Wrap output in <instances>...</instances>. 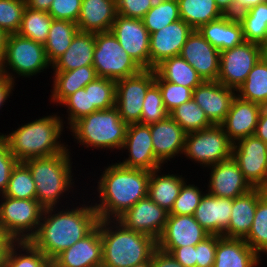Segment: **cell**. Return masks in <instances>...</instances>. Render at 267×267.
<instances>
[{
  "mask_svg": "<svg viewBox=\"0 0 267 267\" xmlns=\"http://www.w3.org/2000/svg\"><path fill=\"white\" fill-rule=\"evenodd\" d=\"M0 222L15 241H29L37 232L44 208L37 199L0 195Z\"/></svg>",
  "mask_w": 267,
  "mask_h": 267,
  "instance_id": "30bf717a",
  "label": "cell"
},
{
  "mask_svg": "<svg viewBox=\"0 0 267 267\" xmlns=\"http://www.w3.org/2000/svg\"><path fill=\"white\" fill-rule=\"evenodd\" d=\"M132 267H152L151 258L149 260H147V261H144V262H142L140 264H136V265H134Z\"/></svg>",
  "mask_w": 267,
  "mask_h": 267,
  "instance_id": "003e7915",
  "label": "cell"
},
{
  "mask_svg": "<svg viewBox=\"0 0 267 267\" xmlns=\"http://www.w3.org/2000/svg\"><path fill=\"white\" fill-rule=\"evenodd\" d=\"M84 88L89 89L90 106H95L98 110H106L115 106V80L97 77Z\"/></svg>",
  "mask_w": 267,
  "mask_h": 267,
  "instance_id": "ee69618b",
  "label": "cell"
},
{
  "mask_svg": "<svg viewBox=\"0 0 267 267\" xmlns=\"http://www.w3.org/2000/svg\"><path fill=\"white\" fill-rule=\"evenodd\" d=\"M54 267H102V239L97 226L52 260Z\"/></svg>",
  "mask_w": 267,
  "mask_h": 267,
  "instance_id": "44dd1931",
  "label": "cell"
},
{
  "mask_svg": "<svg viewBox=\"0 0 267 267\" xmlns=\"http://www.w3.org/2000/svg\"><path fill=\"white\" fill-rule=\"evenodd\" d=\"M218 235H210L196 245V267H213Z\"/></svg>",
  "mask_w": 267,
  "mask_h": 267,
  "instance_id": "db71d44e",
  "label": "cell"
},
{
  "mask_svg": "<svg viewBox=\"0 0 267 267\" xmlns=\"http://www.w3.org/2000/svg\"><path fill=\"white\" fill-rule=\"evenodd\" d=\"M25 8V0H0V28L8 35L16 34Z\"/></svg>",
  "mask_w": 267,
  "mask_h": 267,
  "instance_id": "c3c4849f",
  "label": "cell"
},
{
  "mask_svg": "<svg viewBox=\"0 0 267 267\" xmlns=\"http://www.w3.org/2000/svg\"><path fill=\"white\" fill-rule=\"evenodd\" d=\"M197 30L220 52L245 41L242 25L234 15H223L217 20L201 25Z\"/></svg>",
  "mask_w": 267,
  "mask_h": 267,
  "instance_id": "4316f807",
  "label": "cell"
},
{
  "mask_svg": "<svg viewBox=\"0 0 267 267\" xmlns=\"http://www.w3.org/2000/svg\"><path fill=\"white\" fill-rule=\"evenodd\" d=\"M154 82V69H142L135 75L116 81L115 107L127 125L141 123L144 98Z\"/></svg>",
  "mask_w": 267,
  "mask_h": 267,
  "instance_id": "8fae6325",
  "label": "cell"
},
{
  "mask_svg": "<svg viewBox=\"0 0 267 267\" xmlns=\"http://www.w3.org/2000/svg\"><path fill=\"white\" fill-rule=\"evenodd\" d=\"M95 33L78 31L69 48L52 65L53 71H70L93 65Z\"/></svg>",
  "mask_w": 267,
  "mask_h": 267,
  "instance_id": "f546056e",
  "label": "cell"
},
{
  "mask_svg": "<svg viewBox=\"0 0 267 267\" xmlns=\"http://www.w3.org/2000/svg\"><path fill=\"white\" fill-rule=\"evenodd\" d=\"M169 116L176 121L186 133L200 131L214 125L193 98L172 110Z\"/></svg>",
  "mask_w": 267,
  "mask_h": 267,
  "instance_id": "ab89813d",
  "label": "cell"
},
{
  "mask_svg": "<svg viewBox=\"0 0 267 267\" xmlns=\"http://www.w3.org/2000/svg\"><path fill=\"white\" fill-rule=\"evenodd\" d=\"M49 67L51 68V64L43 44L18 33L8 35L2 59V72L10 80L15 83L16 78L19 77L32 78Z\"/></svg>",
  "mask_w": 267,
  "mask_h": 267,
  "instance_id": "52a82bcc",
  "label": "cell"
},
{
  "mask_svg": "<svg viewBox=\"0 0 267 267\" xmlns=\"http://www.w3.org/2000/svg\"><path fill=\"white\" fill-rule=\"evenodd\" d=\"M233 143L221 125H212L186 134L183 155L201 167H209L232 157Z\"/></svg>",
  "mask_w": 267,
  "mask_h": 267,
  "instance_id": "9c48e42d",
  "label": "cell"
},
{
  "mask_svg": "<svg viewBox=\"0 0 267 267\" xmlns=\"http://www.w3.org/2000/svg\"><path fill=\"white\" fill-rule=\"evenodd\" d=\"M152 267H183L171 253L165 252L158 247L151 257Z\"/></svg>",
  "mask_w": 267,
  "mask_h": 267,
  "instance_id": "9f6ffc18",
  "label": "cell"
},
{
  "mask_svg": "<svg viewBox=\"0 0 267 267\" xmlns=\"http://www.w3.org/2000/svg\"><path fill=\"white\" fill-rule=\"evenodd\" d=\"M49 260L30 241H15L9 249L6 267H51Z\"/></svg>",
  "mask_w": 267,
  "mask_h": 267,
  "instance_id": "74e56055",
  "label": "cell"
},
{
  "mask_svg": "<svg viewBox=\"0 0 267 267\" xmlns=\"http://www.w3.org/2000/svg\"><path fill=\"white\" fill-rule=\"evenodd\" d=\"M13 244H0V267H6V259Z\"/></svg>",
  "mask_w": 267,
  "mask_h": 267,
  "instance_id": "be15d7a7",
  "label": "cell"
},
{
  "mask_svg": "<svg viewBox=\"0 0 267 267\" xmlns=\"http://www.w3.org/2000/svg\"><path fill=\"white\" fill-rule=\"evenodd\" d=\"M61 118L58 113H52L19 125L9 134H1L8 144L9 151L19 162L53 156L68 148V144L61 142L63 139H60L66 122Z\"/></svg>",
  "mask_w": 267,
  "mask_h": 267,
  "instance_id": "3957f363",
  "label": "cell"
},
{
  "mask_svg": "<svg viewBox=\"0 0 267 267\" xmlns=\"http://www.w3.org/2000/svg\"><path fill=\"white\" fill-rule=\"evenodd\" d=\"M26 7L33 10L48 12L53 0H25Z\"/></svg>",
  "mask_w": 267,
  "mask_h": 267,
  "instance_id": "94428289",
  "label": "cell"
},
{
  "mask_svg": "<svg viewBox=\"0 0 267 267\" xmlns=\"http://www.w3.org/2000/svg\"><path fill=\"white\" fill-rule=\"evenodd\" d=\"M93 67L98 77L115 81L135 75L142 70L121 47L111 31L95 33Z\"/></svg>",
  "mask_w": 267,
  "mask_h": 267,
  "instance_id": "ba28073f",
  "label": "cell"
},
{
  "mask_svg": "<svg viewBox=\"0 0 267 267\" xmlns=\"http://www.w3.org/2000/svg\"><path fill=\"white\" fill-rule=\"evenodd\" d=\"M78 31V25L75 22L60 19L52 20L48 39L44 44L45 53L51 65L69 48Z\"/></svg>",
  "mask_w": 267,
  "mask_h": 267,
  "instance_id": "836d02e7",
  "label": "cell"
},
{
  "mask_svg": "<svg viewBox=\"0 0 267 267\" xmlns=\"http://www.w3.org/2000/svg\"><path fill=\"white\" fill-rule=\"evenodd\" d=\"M168 215L169 212L147 196L139 200L117 220L127 229L147 235L157 241L165 228Z\"/></svg>",
  "mask_w": 267,
  "mask_h": 267,
  "instance_id": "2e32d148",
  "label": "cell"
},
{
  "mask_svg": "<svg viewBox=\"0 0 267 267\" xmlns=\"http://www.w3.org/2000/svg\"><path fill=\"white\" fill-rule=\"evenodd\" d=\"M127 124L114 106L97 110L76 121L70 128L74 141L86 148L120 150L126 137Z\"/></svg>",
  "mask_w": 267,
  "mask_h": 267,
  "instance_id": "8992f818",
  "label": "cell"
},
{
  "mask_svg": "<svg viewBox=\"0 0 267 267\" xmlns=\"http://www.w3.org/2000/svg\"><path fill=\"white\" fill-rule=\"evenodd\" d=\"M149 126L154 154L162 165L183 155L187 133L176 121L168 116Z\"/></svg>",
  "mask_w": 267,
  "mask_h": 267,
  "instance_id": "603a6c76",
  "label": "cell"
},
{
  "mask_svg": "<svg viewBox=\"0 0 267 267\" xmlns=\"http://www.w3.org/2000/svg\"><path fill=\"white\" fill-rule=\"evenodd\" d=\"M53 84L50 99L56 106L67 96L84 88L98 76L93 65L83 66L70 71H53Z\"/></svg>",
  "mask_w": 267,
  "mask_h": 267,
  "instance_id": "1f68e13d",
  "label": "cell"
},
{
  "mask_svg": "<svg viewBox=\"0 0 267 267\" xmlns=\"http://www.w3.org/2000/svg\"><path fill=\"white\" fill-rule=\"evenodd\" d=\"M129 153L127 158L122 162H117L126 167L153 171L161 168L162 165L154 154L153 143L151 138L150 126L142 123L129 124L127 126L126 137L122 147Z\"/></svg>",
  "mask_w": 267,
  "mask_h": 267,
  "instance_id": "9a60e30c",
  "label": "cell"
},
{
  "mask_svg": "<svg viewBox=\"0 0 267 267\" xmlns=\"http://www.w3.org/2000/svg\"><path fill=\"white\" fill-rule=\"evenodd\" d=\"M262 57L264 60L267 62V41L266 43L262 46Z\"/></svg>",
  "mask_w": 267,
  "mask_h": 267,
  "instance_id": "a7ac6f4b",
  "label": "cell"
},
{
  "mask_svg": "<svg viewBox=\"0 0 267 267\" xmlns=\"http://www.w3.org/2000/svg\"><path fill=\"white\" fill-rule=\"evenodd\" d=\"M71 202L73 205L68 204L71 209L66 204H61L62 210L60 207L44 209L38 230L29 240L49 260L87 236L98 224V214L93 204L89 205L91 200L86 203L83 199V204L79 202L78 206Z\"/></svg>",
  "mask_w": 267,
  "mask_h": 267,
  "instance_id": "6da1fadb",
  "label": "cell"
},
{
  "mask_svg": "<svg viewBox=\"0 0 267 267\" xmlns=\"http://www.w3.org/2000/svg\"><path fill=\"white\" fill-rule=\"evenodd\" d=\"M15 85L16 83L10 80L6 75H0V110L4 107L3 105L7 102L6 100L10 98V95L13 93L12 91L15 89Z\"/></svg>",
  "mask_w": 267,
  "mask_h": 267,
  "instance_id": "6f0895ef",
  "label": "cell"
},
{
  "mask_svg": "<svg viewBox=\"0 0 267 267\" xmlns=\"http://www.w3.org/2000/svg\"><path fill=\"white\" fill-rule=\"evenodd\" d=\"M7 38H8V34L0 28V59L1 60L3 59L4 53H5Z\"/></svg>",
  "mask_w": 267,
  "mask_h": 267,
  "instance_id": "03108f58",
  "label": "cell"
},
{
  "mask_svg": "<svg viewBox=\"0 0 267 267\" xmlns=\"http://www.w3.org/2000/svg\"><path fill=\"white\" fill-rule=\"evenodd\" d=\"M171 253L183 267H196V246L158 247Z\"/></svg>",
  "mask_w": 267,
  "mask_h": 267,
  "instance_id": "11a10c76",
  "label": "cell"
},
{
  "mask_svg": "<svg viewBox=\"0 0 267 267\" xmlns=\"http://www.w3.org/2000/svg\"><path fill=\"white\" fill-rule=\"evenodd\" d=\"M102 267H132L149 260L157 241L127 229L118 220L99 219Z\"/></svg>",
  "mask_w": 267,
  "mask_h": 267,
  "instance_id": "277c9868",
  "label": "cell"
},
{
  "mask_svg": "<svg viewBox=\"0 0 267 267\" xmlns=\"http://www.w3.org/2000/svg\"><path fill=\"white\" fill-rule=\"evenodd\" d=\"M180 19L177 0H156L142 20L151 34Z\"/></svg>",
  "mask_w": 267,
  "mask_h": 267,
  "instance_id": "b9f144b4",
  "label": "cell"
},
{
  "mask_svg": "<svg viewBox=\"0 0 267 267\" xmlns=\"http://www.w3.org/2000/svg\"><path fill=\"white\" fill-rule=\"evenodd\" d=\"M53 18L48 12L33 10L26 7L23 12L19 35L45 44Z\"/></svg>",
  "mask_w": 267,
  "mask_h": 267,
  "instance_id": "f35d334b",
  "label": "cell"
},
{
  "mask_svg": "<svg viewBox=\"0 0 267 267\" xmlns=\"http://www.w3.org/2000/svg\"><path fill=\"white\" fill-rule=\"evenodd\" d=\"M193 30L190 25L180 19L151 33L149 41L150 69H154L165 59L180 55L182 47Z\"/></svg>",
  "mask_w": 267,
  "mask_h": 267,
  "instance_id": "d6986e66",
  "label": "cell"
},
{
  "mask_svg": "<svg viewBox=\"0 0 267 267\" xmlns=\"http://www.w3.org/2000/svg\"><path fill=\"white\" fill-rule=\"evenodd\" d=\"M116 15V0H82L78 29L92 33L109 32Z\"/></svg>",
  "mask_w": 267,
  "mask_h": 267,
  "instance_id": "484cf974",
  "label": "cell"
},
{
  "mask_svg": "<svg viewBox=\"0 0 267 267\" xmlns=\"http://www.w3.org/2000/svg\"><path fill=\"white\" fill-rule=\"evenodd\" d=\"M235 96L234 89L218 81H204L193 89L192 98L214 125H220L225 120Z\"/></svg>",
  "mask_w": 267,
  "mask_h": 267,
  "instance_id": "ffe728a7",
  "label": "cell"
},
{
  "mask_svg": "<svg viewBox=\"0 0 267 267\" xmlns=\"http://www.w3.org/2000/svg\"><path fill=\"white\" fill-rule=\"evenodd\" d=\"M233 199L205 193L194 212L196 221L210 234L227 237Z\"/></svg>",
  "mask_w": 267,
  "mask_h": 267,
  "instance_id": "d4e9b609",
  "label": "cell"
},
{
  "mask_svg": "<svg viewBox=\"0 0 267 267\" xmlns=\"http://www.w3.org/2000/svg\"><path fill=\"white\" fill-rule=\"evenodd\" d=\"M254 135L267 144V106H263Z\"/></svg>",
  "mask_w": 267,
  "mask_h": 267,
  "instance_id": "680465c9",
  "label": "cell"
},
{
  "mask_svg": "<svg viewBox=\"0 0 267 267\" xmlns=\"http://www.w3.org/2000/svg\"><path fill=\"white\" fill-rule=\"evenodd\" d=\"M260 258L244 239L218 236L213 267H258Z\"/></svg>",
  "mask_w": 267,
  "mask_h": 267,
  "instance_id": "83f0119b",
  "label": "cell"
},
{
  "mask_svg": "<svg viewBox=\"0 0 267 267\" xmlns=\"http://www.w3.org/2000/svg\"><path fill=\"white\" fill-rule=\"evenodd\" d=\"M59 106H66L67 126L65 128H70L76 121L87 116L98 109L95 106H90L89 89H79L75 93L67 96Z\"/></svg>",
  "mask_w": 267,
  "mask_h": 267,
  "instance_id": "f6af8a7d",
  "label": "cell"
},
{
  "mask_svg": "<svg viewBox=\"0 0 267 267\" xmlns=\"http://www.w3.org/2000/svg\"><path fill=\"white\" fill-rule=\"evenodd\" d=\"M154 70L163 80L192 90L204 82L198 72L180 55L163 60Z\"/></svg>",
  "mask_w": 267,
  "mask_h": 267,
  "instance_id": "d6a6232c",
  "label": "cell"
},
{
  "mask_svg": "<svg viewBox=\"0 0 267 267\" xmlns=\"http://www.w3.org/2000/svg\"><path fill=\"white\" fill-rule=\"evenodd\" d=\"M3 72H2V60L0 59V75H2Z\"/></svg>",
  "mask_w": 267,
  "mask_h": 267,
  "instance_id": "89a4df30",
  "label": "cell"
},
{
  "mask_svg": "<svg viewBox=\"0 0 267 267\" xmlns=\"http://www.w3.org/2000/svg\"><path fill=\"white\" fill-rule=\"evenodd\" d=\"M3 195L16 199H36V186L24 162H18L13 168Z\"/></svg>",
  "mask_w": 267,
  "mask_h": 267,
  "instance_id": "7bdbcfd3",
  "label": "cell"
},
{
  "mask_svg": "<svg viewBox=\"0 0 267 267\" xmlns=\"http://www.w3.org/2000/svg\"><path fill=\"white\" fill-rule=\"evenodd\" d=\"M261 58L262 46L247 41L221 51L217 81L236 91Z\"/></svg>",
  "mask_w": 267,
  "mask_h": 267,
  "instance_id": "7c38bea8",
  "label": "cell"
},
{
  "mask_svg": "<svg viewBox=\"0 0 267 267\" xmlns=\"http://www.w3.org/2000/svg\"><path fill=\"white\" fill-rule=\"evenodd\" d=\"M155 83L160 88L164 107L168 113L192 99L193 90L191 88L165 81L156 72Z\"/></svg>",
  "mask_w": 267,
  "mask_h": 267,
  "instance_id": "7dc6e473",
  "label": "cell"
},
{
  "mask_svg": "<svg viewBox=\"0 0 267 267\" xmlns=\"http://www.w3.org/2000/svg\"><path fill=\"white\" fill-rule=\"evenodd\" d=\"M110 31L142 69H150V33L143 20L117 14Z\"/></svg>",
  "mask_w": 267,
  "mask_h": 267,
  "instance_id": "5bb4252c",
  "label": "cell"
},
{
  "mask_svg": "<svg viewBox=\"0 0 267 267\" xmlns=\"http://www.w3.org/2000/svg\"><path fill=\"white\" fill-rule=\"evenodd\" d=\"M215 3L224 15H233V0H215Z\"/></svg>",
  "mask_w": 267,
  "mask_h": 267,
  "instance_id": "6125c7cd",
  "label": "cell"
},
{
  "mask_svg": "<svg viewBox=\"0 0 267 267\" xmlns=\"http://www.w3.org/2000/svg\"><path fill=\"white\" fill-rule=\"evenodd\" d=\"M208 169L211 171L205 192L212 196L234 199L253 189L232 157Z\"/></svg>",
  "mask_w": 267,
  "mask_h": 267,
  "instance_id": "ac0fdd59",
  "label": "cell"
},
{
  "mask_svg": "<svg viewBox=\"0 0 267 267\" xmlns=\"http://www.w3.org/2000/svg\"><path fill=\"white\" fill-rule=\"evenodd\" d=\"M180 56L198 72L204 81H217L220 51L211 45L197 29L189 35Z\"/></svg>",
  "mask_w": 267,
  "mask_h": 267,
  "instance_id": "e0dca14e",
  "label": "cell"
},
{
  "mask_svg": "<svg viewBox=\"0 0 267 267\" xmlns=\"http://www.w3.org/2000/svg\"><path fill=\"white\" fill-rule=\"evenodd\" d=\"M267 0H233V15L237 16L240 13L249 10L251 7Z\"/></svg>",
  "mask_w": 267,
  "mask_h": 267,
  "instance_id": "91938a15",
  "label": "cell"
},
{
  "mask_svg": "<svg viewBox=\"0 0 267 267\" xmlns=\"http://www.w3.org/2000/svg\"><path fill=\"white\" fill-rule=\"evenodd\" d=\"M236 95L242 100L267 106V62L263 57L236 90Z\"/></svg>",
  "mask_w": 267,
  "mask_h": 267,
  "instance_id": "d590c367",
  "label": "cell"
},
{
  "mask_svg": "<svg viewBox=\"0 0 267 267\" xmlns=\"http://www.w3.org/2000/svg\"><path fill=\"white\" fill-rule=\"evenodd\" d=\"M244 241L260 257L267 255V190L258 198L253 224Z\"/></svg>",
  "mask_w": 267,
  "mask_h": 267,
  "instance_id": "60d3db41",
  "label": "cell"
},
{
  "mask_svg": "<svg viewBox=\"0 0 267 267\" xmlns=\"http://www.w3.org/2000/svg\"><path fill=\"white\" fill-rule=\"evenodd\" d=\"M69 150L70 146L64 152L53 156L24 161L36 186V199L44 209L59 207L63 203L61 201L68 198L70 191L74 192L73 162Z\"/></svg>",
  "mask_w": 267,
  "mask_h": 267,
  "instance_id": "5b68a950",
  "label": "cell"
},
{
  "mask_svg": "<svg viewBox=\"0 0 267 267\" xmlns=\"http://www.w3.org/2000/svg\"><path fill=\"white\" fill-rule=\"evenodd\" d=\"M262 107L235 96L225 120L220 124L233 144L254 135Z\"/></svg>",
  "mask_w": 267,
  "mask_h": 267,
  "instance_id": "cb8c5ba5",
  "label": "cell"
},
{
  "mask_svg": "<svg viewBox=\"0 0 267 267\" xmlns=\"http://www.w3.org/2000/svg\"><path fill=\"white\" fill-rule=\"evenodd\" d=\"M82 0H53L48 14L53 19L68 20L77 23Z\"/></svg>",
  "mask_w": 267,
  "mask_h": 267,
  "instance_id": "f907efd6",
  "label": "cell"
},
{
  "mask_svg": "<svg viewBox=\"0 0 267 267\" xmlns=\"http://www.w3.org/2000/svg\"><path fill=\"white\" fill-rule=\"evenodd\" d=\"M18 162L0 133V195H3L6 190L12 170Z\"/></svg>",
  "mask_w": 267,
  "mask_h": 267,
  "instance_id": "816d5d0a",
  "label": "cell"
},
{
  "mask_svg": "<svg viewBox=\"0 0 267 267\" xmlns=\"http://www.w3.org/2000/svg\"><path fill=\"white\" fill-rule=\"evenodd\" d=\"M15 240L6 232L3 224L0 222V244H14Z\"/></svg>",
  "mask_w": 267,
  "mask_h": 267,
  "instance_id": "e7e4bbea",
  "label": "cell"
},
{
  "mask_svg": "<svg viewBox=\"0 0 267 267\" xmlns=\"http://www.w3.org/2000/svg\"><path fill=\"white\" fill-rule=\"evenodd\" d=\"M162 170L161 167L150 172L147 196L161 208L170 212L187 179L178 173L164 174Z\"/></svg>",
  "mask_w": 267,
  "mask_h": 267,
  "instance_id": "4dcf8cb0",
  "label": "cell"
},
{
  "mask_svg": "<svg viewBox=\"0 0 267 267\" xmlns=\"http://www.w3.org/2000/svg\"><path fill=\"white\" fill-rule=\"evenodd\" d=\"M96 186L92 200L99 219L117 220L139 200L147 197L150 171L126 168L119 163L107 165ZM99 202V203H98Z\"/></svg>",
  "mask_w": 267,
  "mask_h": 267,
  "instance_id": "7a4b0ae2",
  "label": "cell"
},
{
  "mask_svg": "<svg viewBox=\"0 0 267 267\" xmlns=\"http://www.w3.org/2000/svg\"><path fill=\"white\" fill-rule=\"evenodd\" d=\"M180 18L194 30L201 25L221 18L224 14L215 0H177Z\"/></svg>",
  "mask_w": 267,
  "mask_h": 267,
  "instance_id": "e575fe53",
  "label": "cell"
},
{
  "mask_svg": "<svg viewBox=\"0 0 267 267\" xmlns=\"http://www.w3.org/2000/svg\"><path fill=\"white\" fill-rule=\"evenodd\" d=\"M156 0H116L117 14L127 18L143 19Z\"/></svg>",
  "mask_w": 267,
  "mask_h": 267,
  "instance_id": "f5cc1de1",
  "label": "cell"
},
{
  "mask_svg": "<svg viewBox=\"0 0 267 267\" xmlns=\"http://www.w3.org/2000/svg\"><path fill=\"white\" fill-rule=\"evenodd\" d=\"M265 189L253 188L247 193L233 199L227 238L245 239L253 224L258 198Z\"/></svg>",
  "mask_w": 267,
  "mask_h": 267,
  "instance_id": "f1b7e54d",
  "label": "cell"
},
{
  "mask_svg": "<svg viewBox=\"0 0 267 267\" xmlns=\"http://www.w3.org/2000/svg\"><path fill=\"white\" fill-rule=\"evenodd\" d=\"M243 28L245 41L263 46L267 41V1L236 16Z\"/></svg>",
  "mask_w": 267,
  "mask_h": 267,
  "instance_id": "8d00e7d4",
  "label": "cell"
},
{
  "mask_svg": "<svg viewBox=\"0 0 267 267\" xmlns=\"http://www.w3.org/2000/svg\"><path fill=\"white\" fill-rule=\"evenodd\" d=\"M210 234L193 215L169 214L165 228L157 240V247L196 246Z\"/></svg>",
  "mask_w": 267,
  "mask_h": 267,
  "instance_id": "7402d4cb",
  "label": "cell"
},
{
  "mask_svg": "<svg viewBox=\"0 0 267 267\" xmlns=\"http://www.w3.org/2000/svg\"><path fill=\"white\" fill-rule=\"evenodd\" d=\"M188 183L189 182L186 181L181 187L179 196L176 198L169 214L194 215L195 209L200 204L205 192L201 190L197 184L195 186L194 184Z\"/></svg>",
  "mask_w": 267,
  "mask_h": 267,
  "instance_id": "681fc988",
  "label": "cell"
},
{
  "mask_svg": "<svg viewBox=\"0 0 267 267\" xmlns=\"http://www.w3.org/2000/svg\"><path fill=\"white\" fill-rule=\"evenodd\" d=\"M232 158L253 188L267 190V144L255 135L238 140L232 146Z\"/></svg>",
  "mask_w": 267,
  "mask_h": 267,
  "instance_id": "4fadbf2b",
  "label": "cell"
},
{
  "mask_svg": "<svg viewBox=\"0 0 267 267\" xmlns=\"http://www.w3.org/2000/svg\"><path fill=\"white\" fill-rule=\"evenodd\" d=\"M169 113L164 107L159 86L154 82L147 90L144 98L141 123L145 125L155 124L165 120Z\"/></svg>",
  "mask_w": 267,
  "mask_h": 267,
  "instance_id": "bcb514c9",
  "label": "cell"
}]
</instances>
